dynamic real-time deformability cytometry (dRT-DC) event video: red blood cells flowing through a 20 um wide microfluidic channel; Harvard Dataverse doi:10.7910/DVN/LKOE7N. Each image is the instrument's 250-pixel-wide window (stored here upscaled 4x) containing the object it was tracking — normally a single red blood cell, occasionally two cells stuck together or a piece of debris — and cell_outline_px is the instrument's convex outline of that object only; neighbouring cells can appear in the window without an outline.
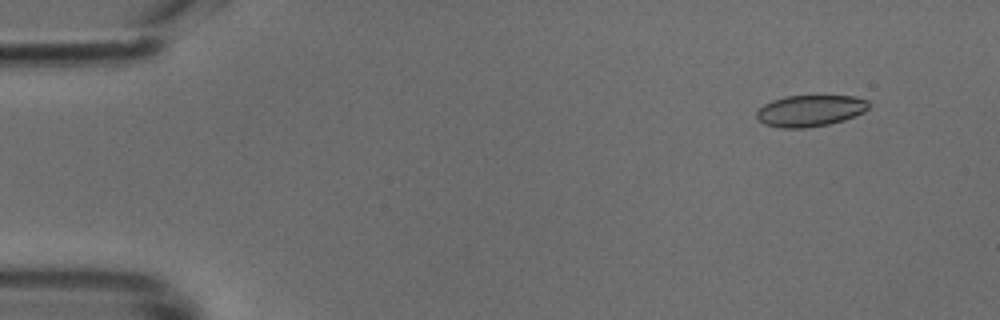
{"species": "common noctule bat (a hibernating species)", "species_latin": "Nyctalus noctula", "temperature_condition": "cold", "stored_images_in_passage": 11, "camera_frame_rate_fps": 3000, "um_per_image_px": 0.085, "animal": {"sex": "male", "body_mass_g": 18.8}, "frame": {"image": 1, "passage_image": 5, "time_ms": 1.333, "image_size_px": [1000, 320], "cell_outline_px": [[868, 108], [864, 112], [844, 120], [828, 124], [804, 128], [780, 128], [764, 124], [756, 116], [756, 112], [764, 104], [772, 100], [784, 96], [856, 96], [868, 100]], "centroid_in_image_um": [68.86, 9.41], "position_along_channel_um": 16.1, "area_um2": 20.52}}